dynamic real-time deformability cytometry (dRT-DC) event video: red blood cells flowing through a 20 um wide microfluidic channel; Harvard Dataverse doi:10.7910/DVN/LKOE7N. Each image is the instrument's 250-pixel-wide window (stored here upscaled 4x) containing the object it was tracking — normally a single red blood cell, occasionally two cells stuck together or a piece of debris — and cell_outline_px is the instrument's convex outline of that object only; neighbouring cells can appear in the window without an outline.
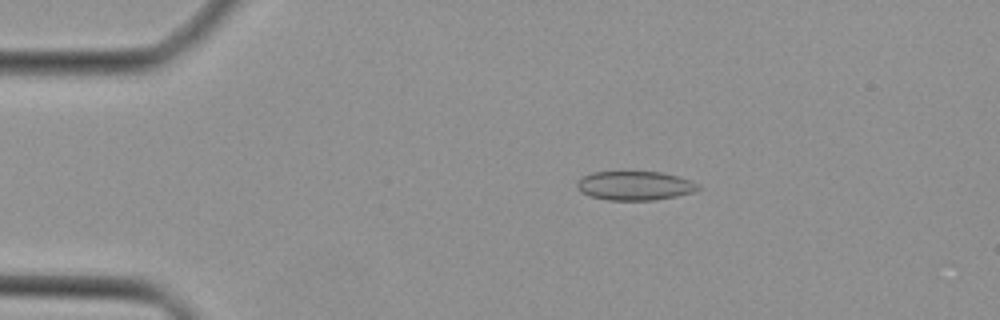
{"species": "Egyptian fruit bat (a non-hibernating species)", "species_latin": "Rousettus aegyptiacus", "temperature_condition": "cold", "stored_images_in_passage": 19, "camera_frame_rate_fps": 3000, "um_per_image_px": 0.085, "animal": {"sex": "female"}, "frame": {"image": 1, "passage_image": 3, "time_ms": 0.667, "image_size_px": [1000, 320], "cell_outline_px": [[700, 188], [692, 192], [676, 196], [656, 200], [608, 200], [592, 196], [580, 192], [576, 184], [584, 176], [592, 172], [660, 172], [692, 180], [700, 184]], "centroid_in_image_um": [53.99, 15.78], "position_along_channel_um": 31.0, "area_um2": 20.35}}
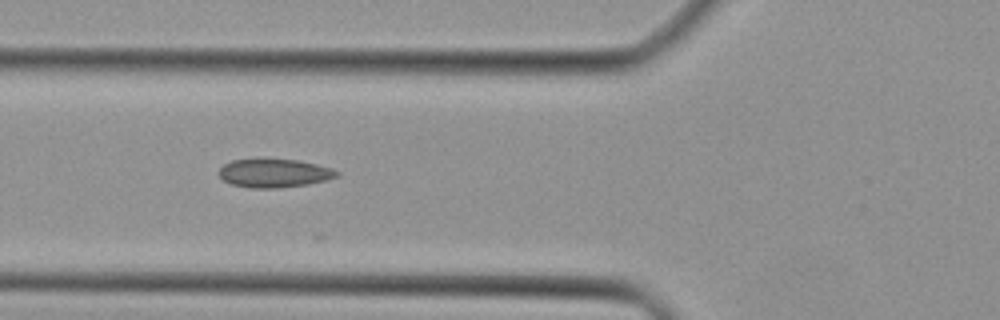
{"frame": {"image": 2, "passage_image": 11, "time_ms": 3.333, "image_size_px": [1000, 320], "cell_outline_px": [[340, 176], [308, 184], [276, 188], [252, 188], [232, 184], [224, 180], [220, 176], [220, 168], [224, 164], [232, 160], [260, 156], [296, 160], [316, 164], [332, 168], [340, 172]], "centroid_in_image_um": [23.3, 14.67], "position_along_channel_um": 102.5, "area_um2": 20.11}}
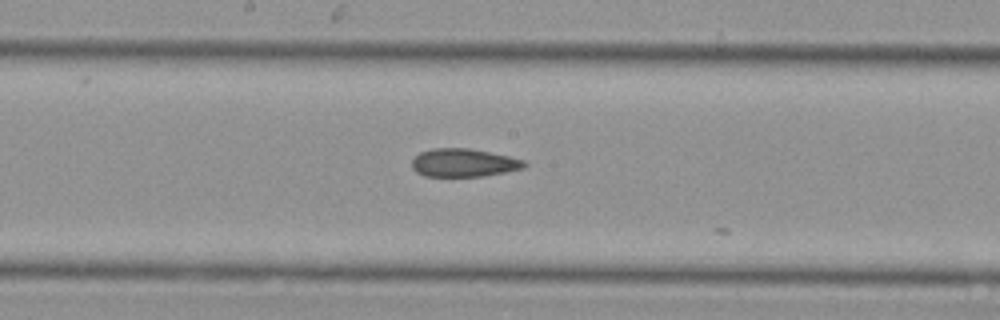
{"frame": {"image": 3, "passage_image": 18, "time_ms": 5.667, "image_size_px": [1000, 320], "cell_outline_px": [[528, 164], [524, 168], [484, 176], [424, 176], [416, 172], [412, 168], [412, 160], [420, 152], [432, 148], [468, 148], [508, 156], [524, 160]], "centroid_in_image_um": [39.4, 13.83], "position_along_channel_um": 208.8, "area_um2": 18.38}}